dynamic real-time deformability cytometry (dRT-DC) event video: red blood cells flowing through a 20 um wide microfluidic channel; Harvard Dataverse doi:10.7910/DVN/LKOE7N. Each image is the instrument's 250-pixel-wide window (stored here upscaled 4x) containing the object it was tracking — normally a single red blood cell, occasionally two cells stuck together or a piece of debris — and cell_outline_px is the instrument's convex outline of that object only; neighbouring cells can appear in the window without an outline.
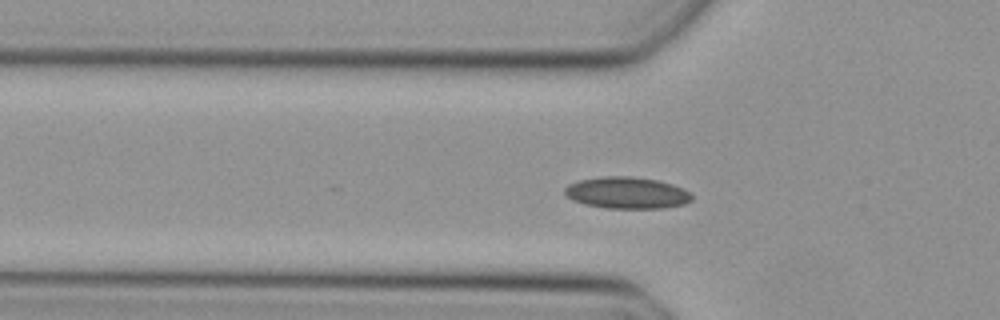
{"species": "Egyptian fruit bat (a non-hibernating species)", "species_latin": "Rousettus aegyptiacus", "temperature_condition": "cold", "stored_images_in_passage": 42, "camera_frame_rate_fps": 3000, "um_per_image_px": 0.085, "animal": {"sex": "female"}, "frame": {"image": 1, "passage_image": 11, "time_ms": 3.333, "image_size_px": [1000, 320], "cell_outline_px": [[692, 200], [684, 204], [664, 208], [608, 208], [584, 204], [572, 200], [564, 192], [564, 188], [568, 184], [580, 180], [604, 176], [628, 176], [656, 180], [672, 184], [688, 192], [692, 196]], "centroid_in_image_um": [53.26, 16.39], "position_along_channel_um": 72.5, "area_um2": 23.24}}
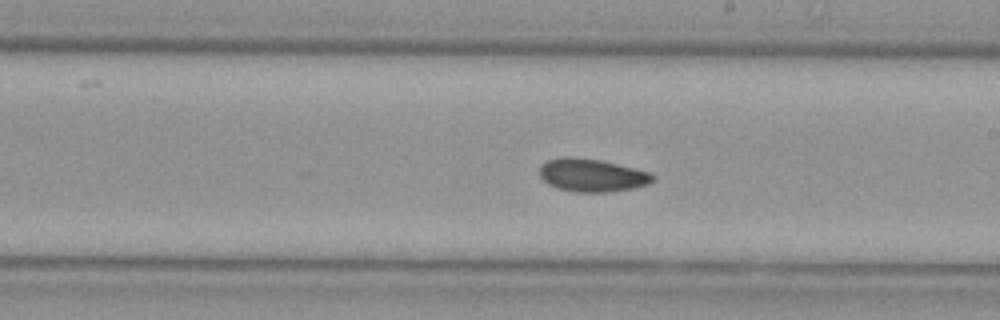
{"frame": {"image": 2, "passage_image": 23, "time_ms": 7.333, "image_size_px": [1000, 320], "cell_outline_px": [[656, 176], [648, 184], [632, 188], [608, 192], [576, 192], [556, 188], [548, 184], [540, 176], [540, 164], [548, 160], [564, 156], [568, 156], [600, 160], [648, 172]], "centroid_in_image_um": [50.27, 14.89], "position_along_channel_um": 238.7, "area_um2": 21.56}}
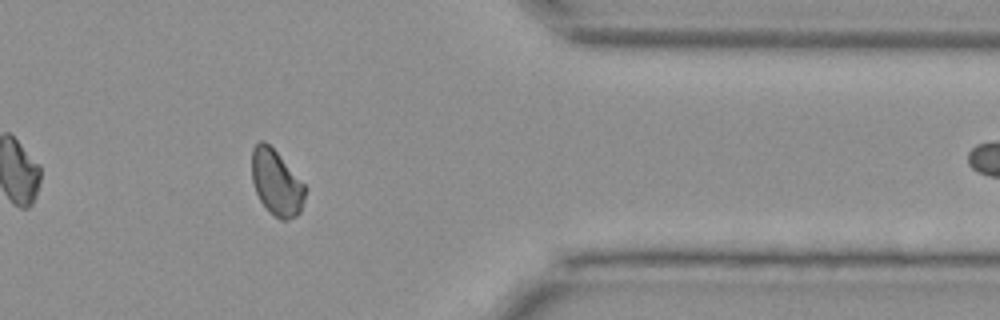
{"frame": {"image": 3, "passage_image": 35, "time_ms": 11.333, "image_size_px": [1000, 320], "cell_outline_px": [[308, 188], [300, 212], [296, 216], [288, 220], [280, 220], [268, 212], [260, 200], [256, 192], [252, 180], [252, 148], [260, 140], [264, 140], [276, 152]], "centroid_in_image_um": [23.5, 15.56], "position_along_channel_um": 387.9, "area_um2": 20.4}}